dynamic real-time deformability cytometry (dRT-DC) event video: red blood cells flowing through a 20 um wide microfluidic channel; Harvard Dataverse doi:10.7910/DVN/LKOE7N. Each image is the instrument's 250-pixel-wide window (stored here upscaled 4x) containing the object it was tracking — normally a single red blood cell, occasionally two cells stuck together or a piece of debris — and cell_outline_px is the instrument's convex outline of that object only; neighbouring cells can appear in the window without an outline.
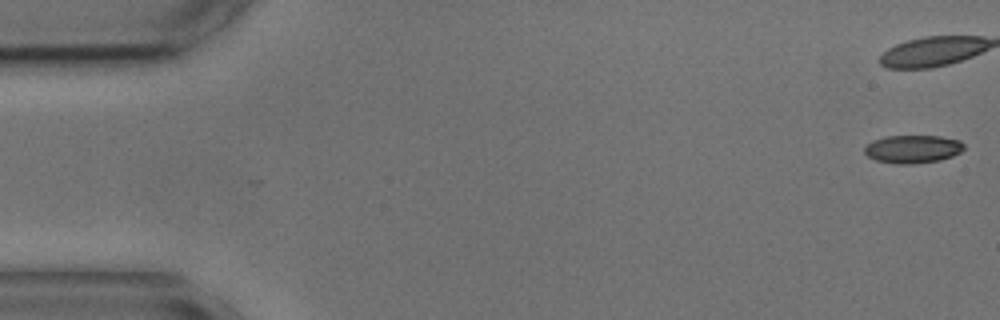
{"species": "common noctule bat (a hibernating species)", "species_latin": "Nyctalus noctula", "temperature_condition": "cold", "stored_images_in_passage": 27, "camera_frame_rate_fps": 3000, "um_per_image_px": 0.085, "animal": {"sex": "male", "body_mass_g": 17.9, "forearm_length_mm": 54.2}, "frame": {"image": 1, "passage_image": 1, "time_ms": 0.0, "image_size_px": [1000, 320], "cell_outline_px": [[964, 148], [960, 152], [952, 156], [940, 160], [912, 164], [896, 164], [876, 160], [868, 156], [864, 152], [864, 148], [872, 140], [884, 136], [940, 136], [960, 140], [964, 144]], "centroid_in_image_um": [77.58, 12.66], "position_along_channel_um": 7.4, "area_um2": 16.3}}